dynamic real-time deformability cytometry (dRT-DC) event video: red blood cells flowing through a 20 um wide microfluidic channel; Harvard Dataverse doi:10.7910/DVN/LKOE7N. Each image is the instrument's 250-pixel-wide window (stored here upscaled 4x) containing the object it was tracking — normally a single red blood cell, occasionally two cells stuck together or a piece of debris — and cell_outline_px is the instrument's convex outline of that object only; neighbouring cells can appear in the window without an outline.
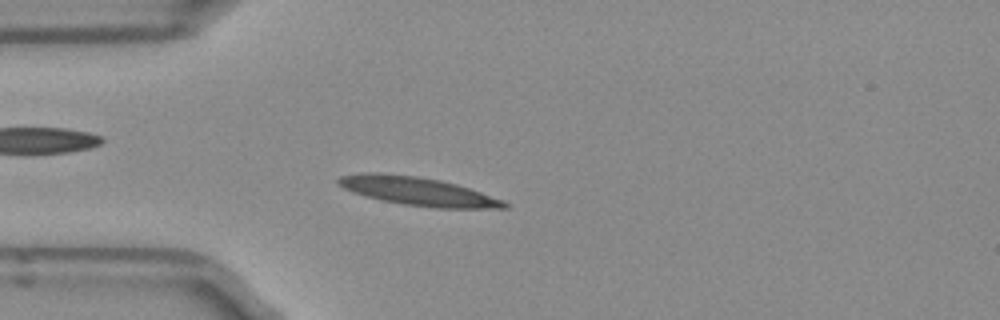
{"species": "Egyptian fruit bat (a non-hibernating species)", "species_latin": "Rousettus aegyptiacus", "temperature_condition": "room temperature", "stored_images_in_passage": 42, "camera_frame_rate_fps": 3000, "um_per_image_px": 0.085, "frame": {"image": 1, "passage_image": 4, "time_ms": 1.0, "image_size_px": [1000, 320], "cell_outline_px": [[512, 204], [508, 208], [436, 208], [404, 204], [380, 200], [364, 196], [352, 192], [336, 184], [336, 180], [340, 176], [364, 172], [380, 172], [416, 176], [440, 180], [456, 184], [504, 200]], "centroid_in_image_um": [35.49, 16.25], "position_along_channel_um": 49.5, "area_um2": 27.63}}
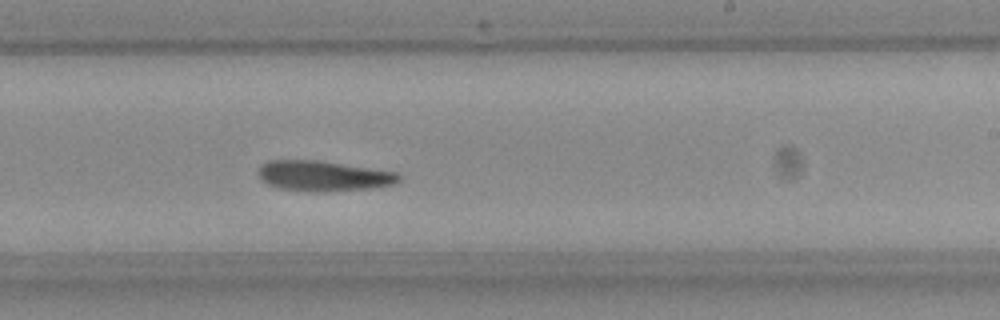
{"frame": {"image": 2, "passage_image": 21, "time_ms": 6.667, "image_size_px": [1000, 320], "cell_outline_px": [[400, 180], [396, 184], [372, 188], [324, 192], [308, 192], [276, 188], [260, 180], [256, 172], [260, 164], [268, 160], [316, 160], [400, 172]], "centroid_in_image_um": [27.45, 14.96], "position_along_channel_um": 261.5, "area_um2": 25.43}}
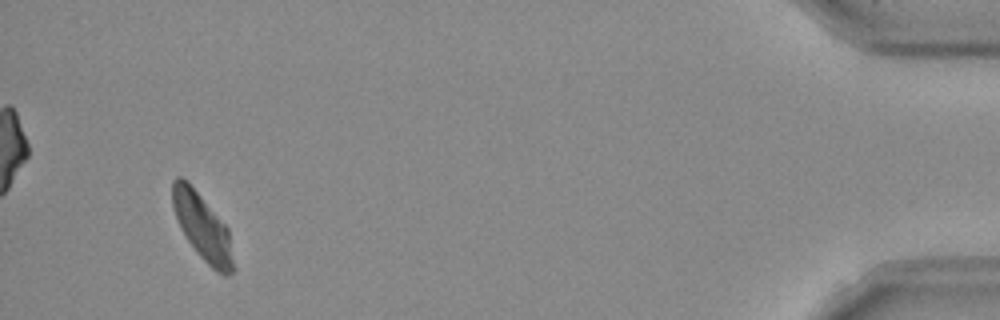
{"frame": {"image": 3, "passage_image": 39, "time_ms": 12.667, "image_size_px": [1000, 320], "cell_outline_px": [[236, 268], [228, 276], [224, 276], [216, 272], [196, 252], [188, 240], [172, 208], [172, 180], [176, 176], [180, 176], [196, 192], [228, 228]], "centroid_in_image_um": [17.24, 19.37], "position_along_channel_um": 418.0, "area_um2": 23.12}, "authors_computed_cell_mechanics": {"area_um2": 24.9985, "velocity_mm_per_s": 3.9109, "shape_relaxation_time_tau1_ms": 9.6057, "shape_relaxation_time_tau2_ms": 7.0842, "deformation_change_tau1": 0.2481, "deformation_change_tau2": 0.1439}}